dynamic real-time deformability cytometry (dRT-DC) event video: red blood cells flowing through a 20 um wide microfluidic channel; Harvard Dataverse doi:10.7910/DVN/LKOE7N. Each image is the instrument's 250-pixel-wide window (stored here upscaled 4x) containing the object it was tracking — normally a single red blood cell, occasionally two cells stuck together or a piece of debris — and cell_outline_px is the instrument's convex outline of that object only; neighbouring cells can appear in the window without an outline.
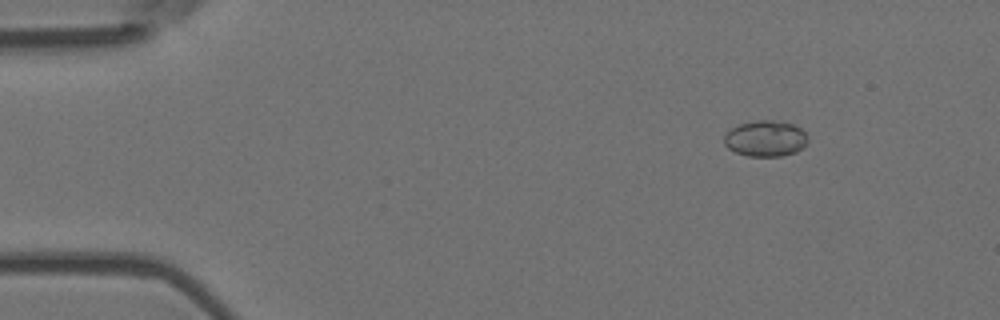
{"species": "Egyptian fruit bat (a non-hibernating species)", "species_latin": "Rousettus aegyptiacus", "temperature_condition": "room temperature", "stored_images_in_passage": 4, "camera_frame_rate_fps": 3000, "um_per_image_px": 0.085, "animal": {"sex": "female"}, "frame": {"image": 1, "passage_image": 2, "time_ms": 0.333, "image_size_px": [1000, 320], "cell_outline_px": [[808, 140], [796, 152], [780, 156], [748, 156], [736, 152], [728, 148], [724, 144], [724, 136], [732, 128], [740, 124], [760, 120], [772, 120], [792, 124], [800, 128], [808, 136]], "centroid_in_image_um": [65.06, 11.78], "position_along_channel_um": 19.9, "area_um2": 17.28}}